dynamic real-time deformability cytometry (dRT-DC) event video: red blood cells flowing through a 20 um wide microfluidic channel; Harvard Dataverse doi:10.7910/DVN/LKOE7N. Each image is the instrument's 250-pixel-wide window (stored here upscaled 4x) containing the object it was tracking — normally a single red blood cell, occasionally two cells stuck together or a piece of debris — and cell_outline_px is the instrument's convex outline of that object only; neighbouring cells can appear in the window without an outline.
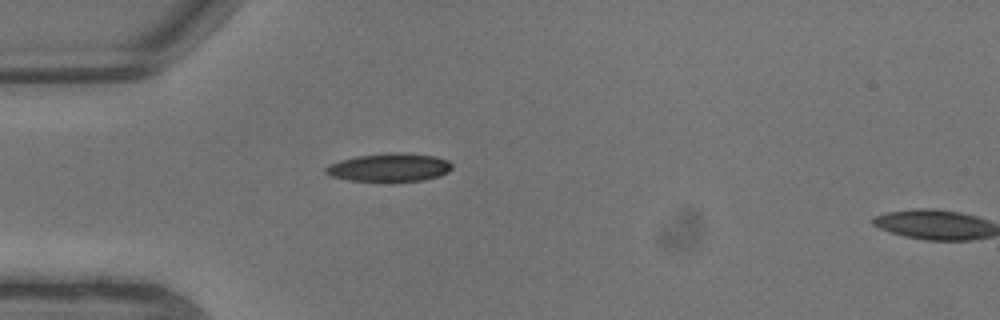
{"species": "common noctule bat (a hibernating species)", "species_latin": "Nyctalus noctula", "temperature_condition": "warm", "stored_images_in_passage": 2, "camera_frame_rate_fps": 3000, "um_per_image_px": 0.085, "animal": {"sex": "male", "body_mass_g": 13.3}, "frame": {"image": 1, "passage_image": 1, "time_ms": 0.0, "image_size_px": [1000, 320], "cell_outline_px": [[452, 168], [448, 172], [440, 176], [424, 180], [348, 180], [332, 176], [324, 172], [324, 168], [328, 164], [340, 160], [356, 156], [388, 152], [400, 152], [436, 156], [448, 160], [452, 164]], "centroid_in_image_um": [33.1, 14.2], "position_along_channel_um": 51.9, "area_um2": 20.69}}